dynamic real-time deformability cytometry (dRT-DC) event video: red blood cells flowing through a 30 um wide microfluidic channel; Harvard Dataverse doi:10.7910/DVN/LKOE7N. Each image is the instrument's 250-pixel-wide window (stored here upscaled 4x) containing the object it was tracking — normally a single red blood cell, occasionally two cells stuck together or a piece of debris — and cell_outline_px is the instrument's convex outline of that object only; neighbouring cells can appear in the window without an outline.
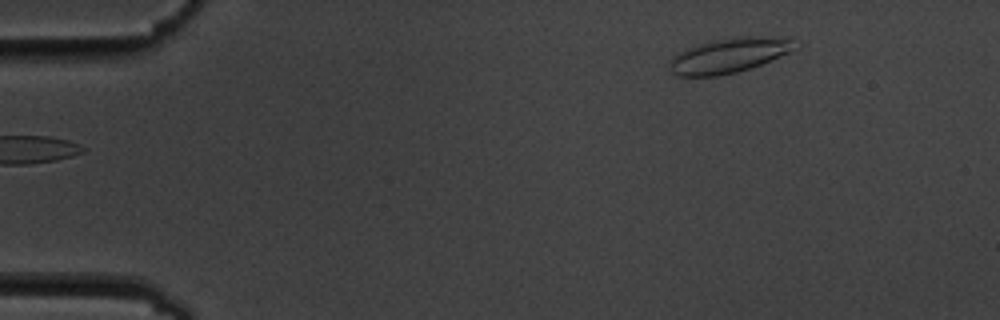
{"species": "common noctule bat (a hibernating species)", "species_latin": "Nyctalus noctula", "temperature_condition": "cold", "stored_images_in_passage": 5, "camera_frame_rate_fps": 3000, "um_per_image_px": 0.085, "animal": {"sex": "male", "body_mass_g": 19.5, "forearm_length_mm": 54.6}, "frame": {"image": 1, "passage_image": 5, "time_ms": 4.667, "image_size_px": [1000, 320], "cell_outline_px": [[800, 48], [752, 68], [736, 72], [716, 76], [676, 76], [672, 72], [668, 64], [668, 60], [676, 52], [700, 44], [732, 36], [768, 36], [792, 40]], "centroid_in_image_um": [61.95, 4.71], "position_along_channel_um": 23.0, "area_um2": 25.66}}